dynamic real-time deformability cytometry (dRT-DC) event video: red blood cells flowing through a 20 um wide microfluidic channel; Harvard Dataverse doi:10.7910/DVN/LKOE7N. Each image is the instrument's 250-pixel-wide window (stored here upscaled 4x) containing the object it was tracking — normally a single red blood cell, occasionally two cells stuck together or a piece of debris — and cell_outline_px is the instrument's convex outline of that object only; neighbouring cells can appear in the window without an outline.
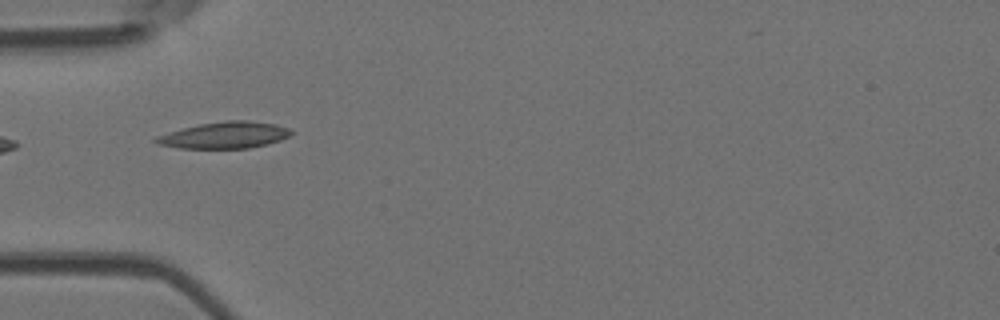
{"species": "Egyptian fruit bat (a non-hibernating species)", "species_latin": "Rousettus aegyptiacus", "temperature_condition": "room temperature", "stored_images_in_passage": 6, "camera_frame_rate_fps": 3000, "um_per_image_px": 0.085, "animal": {"sex": "female"}, "frame": {"image": 1, "passage_image": 4, "time_ms": 4.333, "image_size_px": [1000, 320], "cell_outline_px": [[292, 132], [288, 136], [280, 140], [268, 144], [248, 148], [180, 148], [156, 144], [152, 140], [156, 136], [168, 132], [200, 124], [228, 120], [248, 120], [276, 124], [288, 128]], "centroid_in_image_um": [19.07, 11.49], "position_along_channel_um": 65.9, "area_um2": 20.81}}
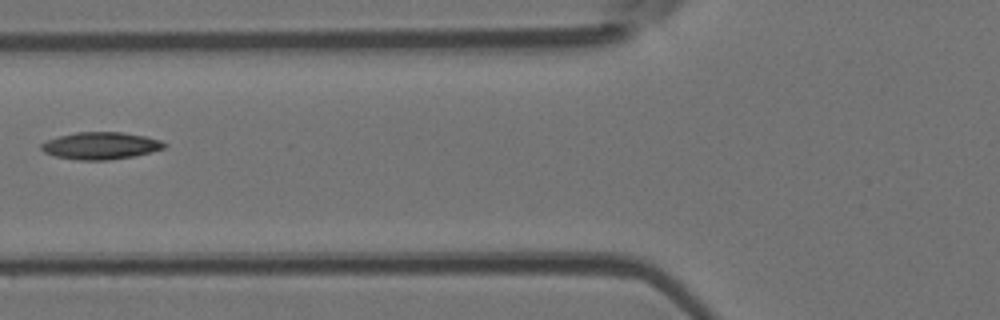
{"frame": {"image": 2, "passage_image": 5, "time_ms": 5.667, "image_size_px": [1000, 320], "cell_outline_px": [[168, 144], [164, 148], [152, 152], [136, 156], [108, 160], [80, 160], [56, 156], [44, 152], [40, 148], [40, 144], [48, 140], [60, 136], [76, 132], [124, 132], [144, 136], [160, 140]], "centroid_in_image_um": [8.59, 12.38], "position_along_channel_um": 117.2, "area_um2": 19.48}}
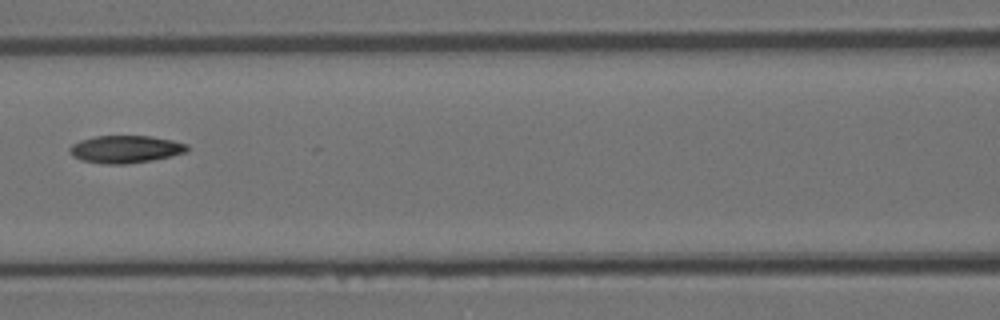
{"frame": {"image": 3, "passage_image": 6, "time_ms": 6.667, "image_size_px": [1000, 320], "cell_outline_px": [[188, 152], [172, 156], [152, 160], [128, 164], [104, 164], [80, 160], [72, 156], [68, 152], [68, 148], [72, 144], [80, 140], [96, 136], [152, 136], [172, 140], [188, 144]], "centroid_in_image_um": [10.66, 12.69], "position_along_channel_um": 155.9, "area_um2": 19.07}}